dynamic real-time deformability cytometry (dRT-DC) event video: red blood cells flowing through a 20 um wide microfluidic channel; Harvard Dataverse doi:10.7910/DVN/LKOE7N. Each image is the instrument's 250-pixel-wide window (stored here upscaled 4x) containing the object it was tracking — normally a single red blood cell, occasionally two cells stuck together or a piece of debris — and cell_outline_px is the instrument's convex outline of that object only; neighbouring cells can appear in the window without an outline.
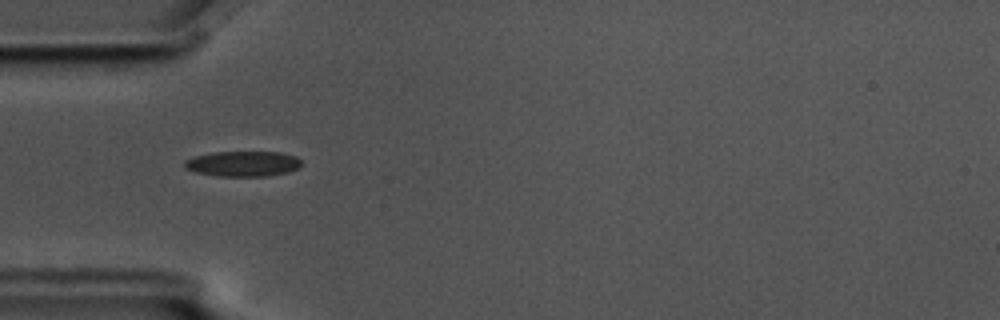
{"species": "common noctule bat (a hibernating species)", "species_latin": "Nyctalus noctula", "temperature_condition": "cold", "stored_images_in_passage": 5, "camera_frame_rate_fps": 3000, "um_per_image_px": 0.085, "animal": {"sex": "male", "body_mass_g": 17.5, "forearm_length_mm": 52.3}, "frame": {"image": 1, "passage_image": 4, "time_ms": 1.0, "image_size_px": [1000, 320], "cell_outline_px": [[300, 168], [288, 172], [264, 176], [216, 176], [196, 172], [184, 168], [184, 160], [196, 156], [212, 152], [280, 152], [296, 156], [300, 160]], "centroid_in_image_um": [20.64, 13.92], "position_along_channel_um": 64.4, "area_um2": 17.28}}